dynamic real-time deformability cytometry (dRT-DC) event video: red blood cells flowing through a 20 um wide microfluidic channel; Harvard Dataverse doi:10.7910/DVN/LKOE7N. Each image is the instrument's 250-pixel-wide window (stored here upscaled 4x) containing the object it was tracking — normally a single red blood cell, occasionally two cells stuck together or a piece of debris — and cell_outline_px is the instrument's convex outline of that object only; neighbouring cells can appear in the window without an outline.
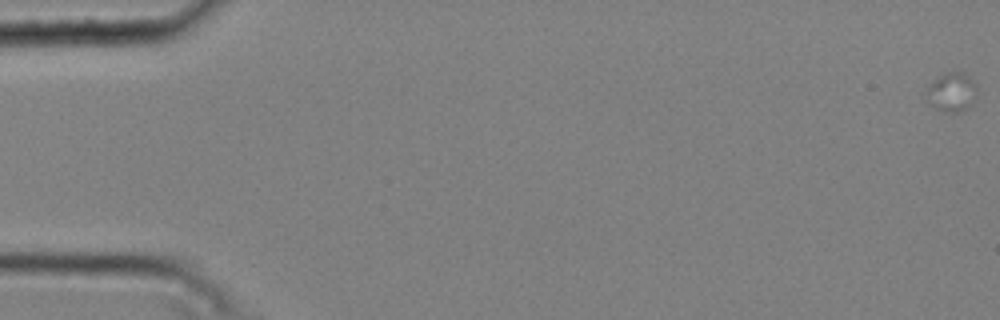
{"species": "common noctule bat (a hibernating species)", "species_latin": "Nyctalus noctula", "temperature_condition": "cold", "stored_images_in_passage": 11, "camera_frame_rate_fps": 3000, "um_per_image_px": 0.085, "animal": {"sex": "male", "body_mass_g": 20.4}, "frame": {"image": 1, "passage_image": 1, "time_ms": 0.0, "image_size_px": [1000, 320], "cell_outline_px": [[976, 96], [972, 104], [968, 108], [960, 112], [948, 112], [936, 108], [924, 100], [924, 92], [940, 76], [948, 72], [964, 72], [976, 84]], "centroid_in_image_um": [80.89, 7.85], "position_along_channel_um": 4.1, "area_um2": 11.5}}